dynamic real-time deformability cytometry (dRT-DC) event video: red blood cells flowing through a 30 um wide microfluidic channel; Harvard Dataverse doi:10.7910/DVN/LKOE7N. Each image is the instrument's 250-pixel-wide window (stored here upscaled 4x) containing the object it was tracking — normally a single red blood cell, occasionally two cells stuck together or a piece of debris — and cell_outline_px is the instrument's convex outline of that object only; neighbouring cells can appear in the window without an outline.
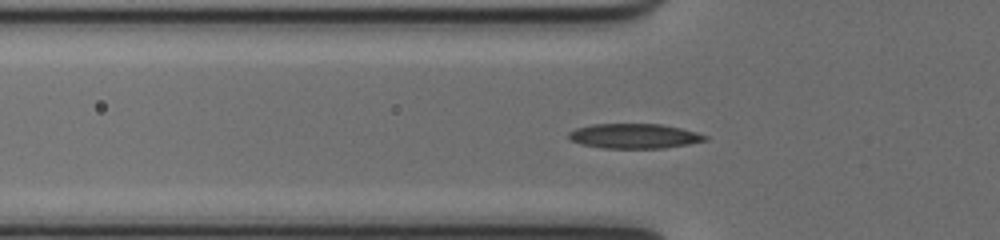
{"species": "common noctule bat (a hibernating species)", "species_latin": "Nyctalus noctula", "temperature_condition": "cold", "stored_images_in_passage": 40, "segment_of_instrument_passage": [1, 2], "camera_frame_rate_fps": 3000, "um_per_image_px": 0.085, "animal": {"sex": "female", "body_mass_g": 17.0, "forearm_length_mm": 48.0}, "frame": {"image": 1, "passage_image": 5, "time_ms": 1.333, "image_size_px": [1000, 240], "cell_outline_px": [[708, 140], [688, 144], [664, 148], [604, 148], [580, 144], [572, 140], [568, 136], [568, 132], [576, 128], [592, 124], [660, 124], [680, 128], [696, 132], [708, 136]], "centroid_in_image_um": [53.91, 11.56], "position_along_channel_um": 71.9, "area_um2": 19.65}}
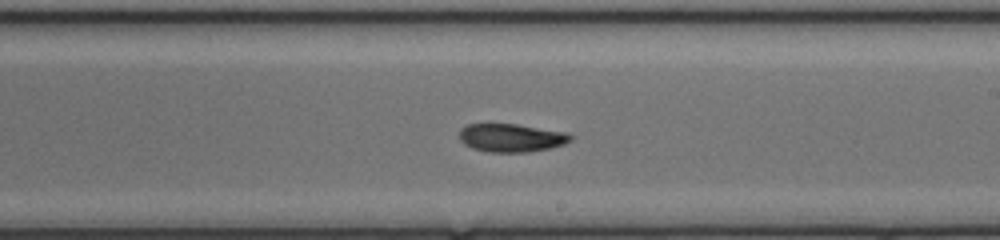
{"frame": {"image": 2, "passage_image": 18, "time_ms": 5.667, "image_size_px": [1000, 240], "cell_outline_px": [[572, 140], [564, 144], [552, 148], [528, 152], [488, 152], [472, 148], [464, 144], [460, 140], [460, 128], [468, 124], [516, 124], [568, 132], [572, 136]], "centroid_in_image_um": [43.48, 11.71], "position_along_channel_um": 245.5, "area_um2": 18.44}}
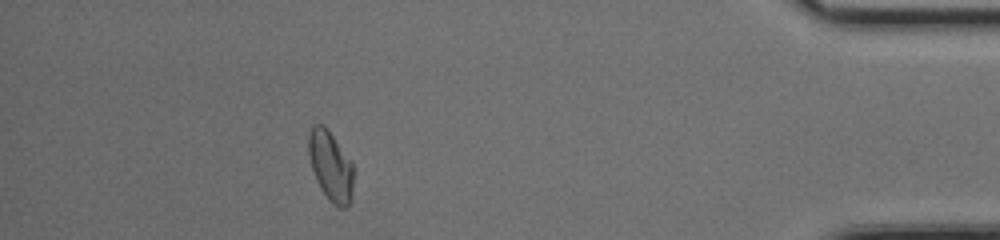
{"frame": {"image": 3, "passage_image": 34, "time_ms": 11.0, "image_size_px": [1000, 240], "cell_outline_px": [[356, 172], [352, 192], [348, 204], [344, 208], [336, 208], [328, 200], [320, 188], [316, 180], [312, 168], [308, 152], [308, 136], [312, 124], [324, 124], [328, 128], [352, 160], [356, 168]], "centroid_in_image_um": [28.14, 14.1], "position_along_channel_um": 407.1, "area_um2": 19.07}}